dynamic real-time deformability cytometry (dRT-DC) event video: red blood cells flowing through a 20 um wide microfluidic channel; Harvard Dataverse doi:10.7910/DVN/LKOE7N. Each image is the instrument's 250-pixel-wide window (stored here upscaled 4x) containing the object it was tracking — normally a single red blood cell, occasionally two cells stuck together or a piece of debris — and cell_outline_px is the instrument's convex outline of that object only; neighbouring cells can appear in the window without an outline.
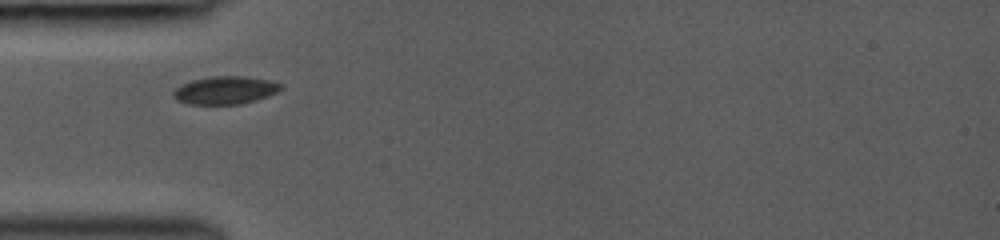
{"species": "common noctule bat (a hibernating species)", "species_latin": "Nyctalus noctula", "temperature_condition": "room temperature", "stored_images_in_passage": 8, "camera_frame_rate_fps": 3000, "um_per_image_px": 0.085, "animal": {"sex": "female", "body_mass_g": 19.0, "forearm_length_mm": 53.3}, "frame": {"image": 1, "passage_image": 1, "time_ms": 0.0, "image_size_px": [1000, 240], "cell_outline_px": [[284, 84], [276, 92], [268, 96], [256, 100], [240, 104], [188, 104], [176, 100], [172, 96], [172, 92], [180, 84], [192, 80], [212, 76], [244, 76], [268, 80]], "centroid_in_image_um": [19.1, 7.67], "position_along_channel_um": 65.9, "area_um2": 17.51}}
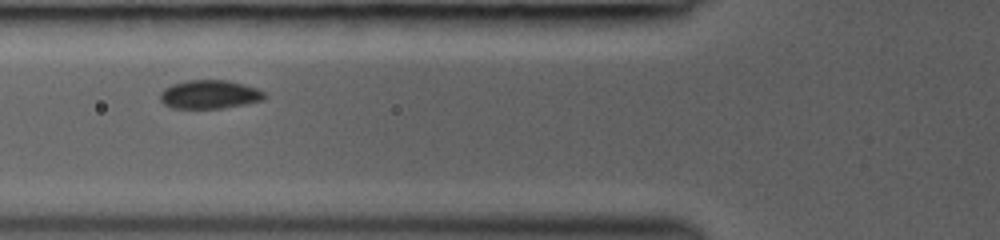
{"frame": {"image": 2, "passage_image": 4, "time_ms": 1.0, "image_size_px": [1000, 240], "cell_outline_px": [[268, 96], [264, 100], [224, 108], [172, 108], [164, 104], [160, 100], [160, 92], [164, 88], [172, 84], [188, 80], [228, 80], [244, 84], [256, 88], [264, 92]], "centroid_in_image_um": [17.82, 8.02], "position_along_channel_um": 108.0, "area_um2": 17.51}}
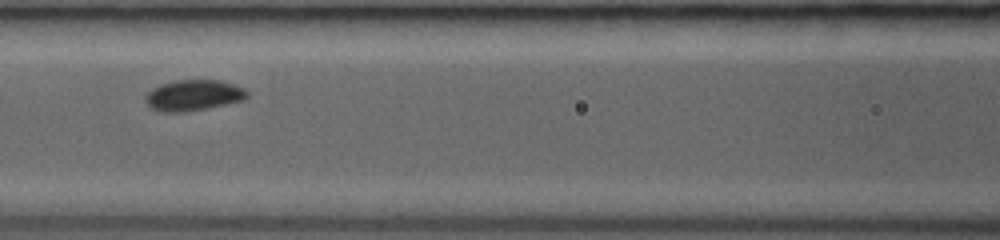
{"frame": {"image": 3, "passage_image": 7, "time_ms": 2.0, "image_size_px": [1000, 240], "cell_outline_px": [[248, 96], [244, 100], [208, 108], [184, 112], [160, 112], [148, 108], [144, 100], [144, 96], [152, 88], [160, 84], [176, 80], [220, 80], [244, 88], [248, 92]], "centroid_in_image_um": [16.39, 8.11], "position_along_channel_um": 150.2, "area_um2": 18.55}}